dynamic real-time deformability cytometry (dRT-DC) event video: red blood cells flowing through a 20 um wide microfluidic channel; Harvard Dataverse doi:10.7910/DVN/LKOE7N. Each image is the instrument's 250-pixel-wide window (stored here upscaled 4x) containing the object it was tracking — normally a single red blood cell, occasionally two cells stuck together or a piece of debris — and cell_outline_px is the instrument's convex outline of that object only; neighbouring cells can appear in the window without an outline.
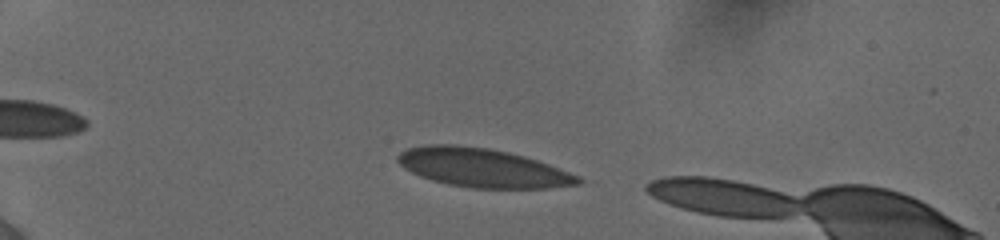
{"species": "human", "species_latin": "Homo sapiens", "temperature_condition": "cold", "stored_images_in_passage": 33, "camera_frame_rate_fps": 3000, "um_per_image_px": 0.085, "donor": {"sex": "female"}, "frame": {"image": 1, "passage_image": 5, "time_ms": 1.333, "image_size_px": [1000, 240], "cell_outline_px": [[584, 180], [580, 184], [548, 188], [472, 188], [448, 184], [432, 180], [420, 176], [404, 168], [396, 160], [396, 156], [400, 152], [408, 148], [424, 144], [452, 144], [488, 148], [508, 152], [524, 156], [548, 164], [580, 176]], "centroid_in_image_um": [41.01, 14.26], "position_along_channel_um": 44.0, "area_um2": 40.81}}
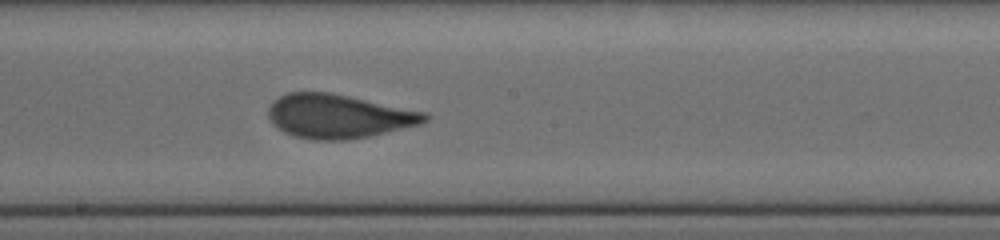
{"frame": {"image": 2, "passage_image": 20, "time_ms": 7.333, "image_size_px": [1000, 240], "cell_outline_px": [[428, 120], [420, 124], [368, 136], [348, 140], [316, 140], [292, 136], [284, 132], [272, 124], [268, 116], [268, 108], [272, 100], [288, 92], [328, 92], [348, 96], [424, 112], [428, 116]], "centroid_in_image_um": [28.7, 9.88], "position_along_channel_um": 219.5, "area_um2": 39.77}}
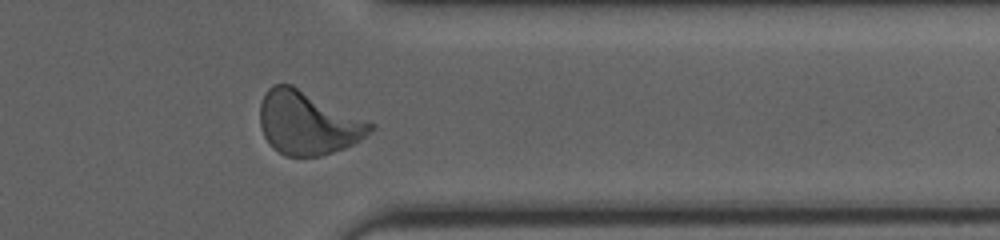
{"frame": {"image": 3, "passage_image": 31, "time_ms": 11.667, "image_size_px": [1000, 240], "cell_outline_px": [[376, 128], [360, 140], [344, 148], [320, 156], [284, 156], [264, 136], [260, 124], [260, 104], [268, 88], [272, 84], [292, 84], [376, 124]], "centroid_in_image_um": [26.19, 10.43], "position_along_channel_um": 385.2, "area_um2": 40.63}, "authors_computed_cell_mechanics": {"area_um2": 39.7086, "velocity_mm_per_s": 3.8698, "shape_relaxation_time_tau1_ms": 5.9209, "shape_relaxation_time_tau2_ms": null, "deformation_change_tau1": 0.1721, "deformation_change_tau2": null}}